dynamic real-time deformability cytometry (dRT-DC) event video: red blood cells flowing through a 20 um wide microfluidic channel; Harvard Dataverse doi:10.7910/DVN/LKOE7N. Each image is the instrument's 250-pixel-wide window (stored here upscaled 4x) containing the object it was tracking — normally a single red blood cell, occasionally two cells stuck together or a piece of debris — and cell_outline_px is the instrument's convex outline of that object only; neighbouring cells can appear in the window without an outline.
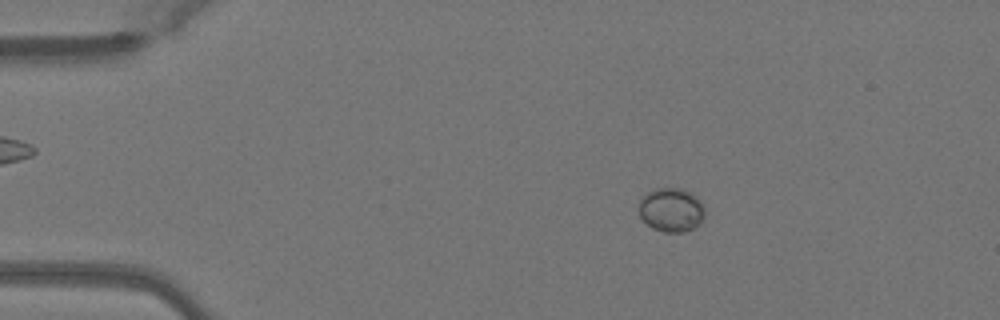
{"species": "Egyptian fruit bat (a non-hibernating species)", "species_latin": "Rousettus aegyptiacus", "temperature_condition": "warm", "stored_images_in_passage": 47, "camera_frame_rate_fps": 3000, "um_per_image_px": 0.085, "animal": {"sex": "female"}, "frame": {"image": 1, "passage_image": 6, "time_ms": 1.667, "image_size_px": [1000, 320], "cell_outline_px": [[704, 216], [692, 228], [684, 232], [664, 232], [652, 228], [640, 216], [640, 200], [648, 192], [656, 188], [684, 188], [692, 192], [696, 196], [704, 208]], "centroid_in_image_um": [57.06, 17.82], "position_along_channel_um": 27.9, "area_um2": 16.65}}
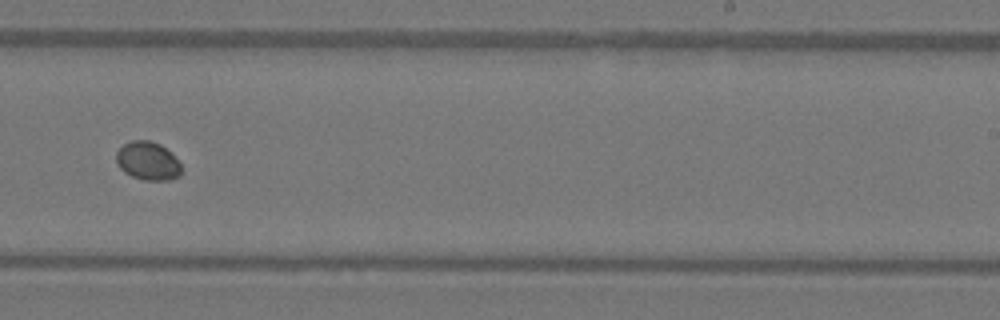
{"frame": {"image": 2, "passage_image": 29, "time_ms": 9.333, "image_size_px": [1000, 320], "cell_outline_px": [[180, 176], [168, 180], [144, 180], [132, 176], [124, 172], [120, 168], [116, 160], [116, 152], [124, 144], [132, 140], [148, 140], [160, 144], [172, 152], [180, 164]], "centroid_in_image_um": [12.56, 13.67], "position_along_channel_um": 276.4, "area_um2": 14.57}}
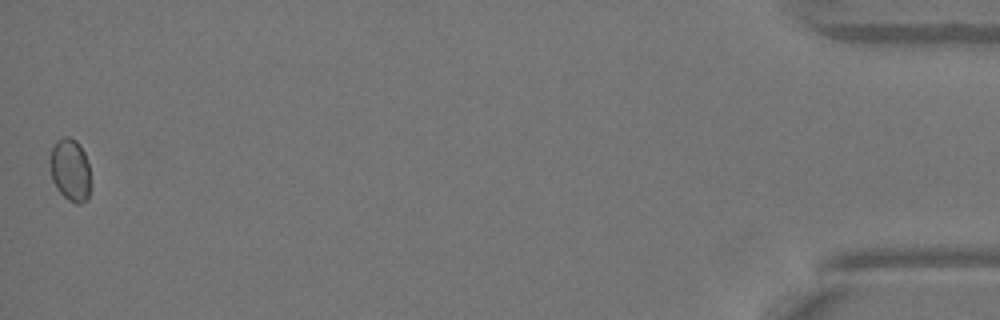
{"frame": {"image": 3, "passage_image": 47, "time_ms": 15.333, "image_size_px": [1000, 320], "cell_outline_px": [[88, 200], [80, 204], [76, 204], [68, 200], [56, 188], [52, 180], [48, 164], [48, 156], [56, 140], [64, 136], [68, 136], [76, 140], [80, 144], [84, 152], [88, 164]], "centroid_in_image_um": [5.91, 14.41], "position_along_channel_um": 429.3, "area_um2": 14.97}}